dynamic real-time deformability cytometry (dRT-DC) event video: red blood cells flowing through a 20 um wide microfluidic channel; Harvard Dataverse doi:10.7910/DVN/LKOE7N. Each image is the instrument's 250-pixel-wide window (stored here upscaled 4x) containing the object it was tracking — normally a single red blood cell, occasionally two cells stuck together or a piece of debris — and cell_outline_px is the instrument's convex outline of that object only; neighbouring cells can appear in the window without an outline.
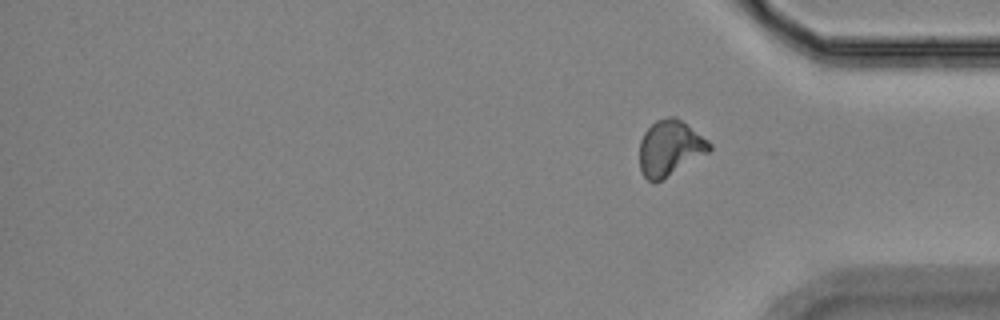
{"species": "Egyptian fruit bat (a non-hibernating species)", "species_latin": "Rousettus aegyptiacus", "temperature_condition": "room temperature", "stored_images_in_passage": 14, "segment_of_instrument_passage": [2, 2], "camera_frame_rate_fps": 3000, "um_per_image_px": 0.085, "animal": {"sex": "female"}, "frame": {"image": 1, "passage_image": 14, "time_ms": 15.333, "image_size_px": [1000, 320], "cell_outline_px": [[712, 148], [708, 152], [660, 180], [648, 180], [644, 176], [640, 168], [640, 140], [644, 132], [656, 120], [668, 116], [676, 116], [708, 140], [712, 144]], "centroid_in_image_um": [56.94, 12.54], "position_along_channel_um": 378.3, "area_um2": 22.14}}